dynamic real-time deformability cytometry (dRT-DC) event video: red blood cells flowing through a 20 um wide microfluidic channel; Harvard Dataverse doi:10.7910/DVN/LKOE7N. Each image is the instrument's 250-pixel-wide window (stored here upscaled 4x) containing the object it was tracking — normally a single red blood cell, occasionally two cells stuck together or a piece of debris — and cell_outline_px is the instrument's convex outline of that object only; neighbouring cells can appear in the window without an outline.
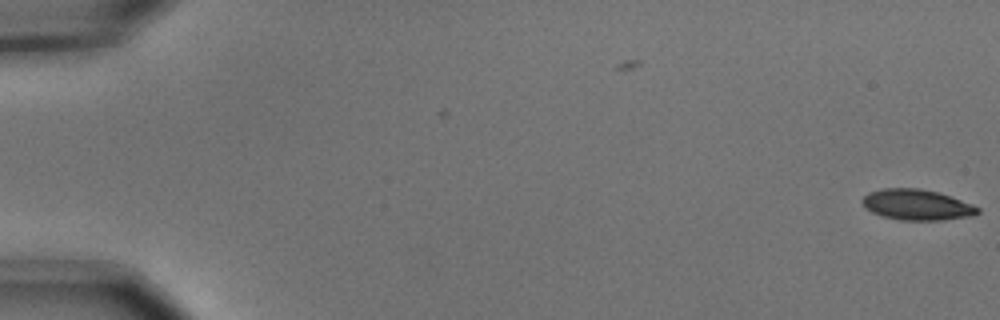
{"species": "common noctule bat (a hibernating species)", "species_latin": "Nyctalus noctula", "temperature_condition": "cold", "stored_images_in_passage": 2, "camera_frame_rate_fps": 3000, "um_per_image_px": 0.085, "animal": {"sex": "male", "body_mass_g": 15.6}, "frame": {"image": 1, "passage_image": 2, "time_ms": 0.333, "image_size_px": [1000, 320], "cell_outline_px": [[980, 212], [976, 216], [944, 220], [900, 220], [884, 216], [872, 212], [860, 200], [868, 192], [884, 188], [920, 188], [936, 192], [972, 204], [980, 208]], "centroid_in_image_um": [77.97, 17.41], "position_along_channel_um": 7.0, "area_um2": 20.58}}